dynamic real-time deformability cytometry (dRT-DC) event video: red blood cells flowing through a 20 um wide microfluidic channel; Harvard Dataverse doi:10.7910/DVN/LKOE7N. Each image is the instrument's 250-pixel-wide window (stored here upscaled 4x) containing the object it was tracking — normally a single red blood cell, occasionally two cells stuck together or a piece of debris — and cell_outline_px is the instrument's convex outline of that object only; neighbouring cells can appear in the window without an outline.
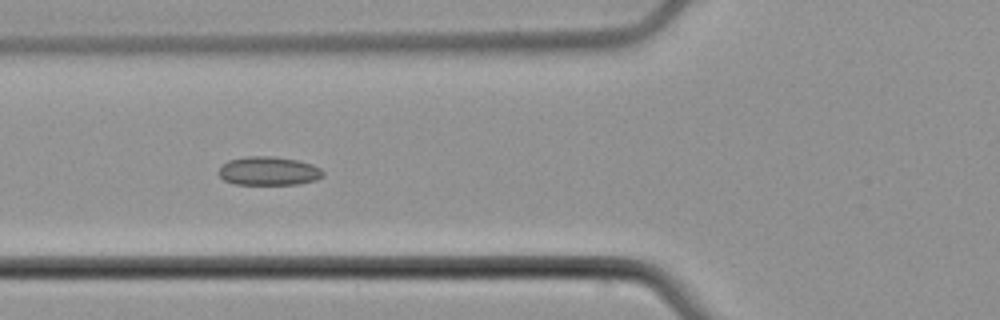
{"species": "common noctule bat (a hibernating species)", "species_latin": "Nyctalus noctula", "temperature_condition": "cold", "stored_images_in_passage": 7, "camera_frame_rate_fps": 3000, "um_per_image_px": 0.085, "animal": {"sex": "male", "body_mass_g": 21.5, "forearm_length_mm": 52.0}, "frame": {"image": 1, "passage_image": 6, "time_ms": 7.0, "image_size_px": [1000, 320], "cell_outline_px": [[324, 176], [316, 180], [300, 184], [236, 184], [224, 180], [220, 176], [220, 168], [228, 160], [248, 156], [272, 156], [296, 160], [312, 164], [320, 168], [324, 172]], "centroid_in_image_um": [22.87, 14.53], "position_along_channel_um": 102.9, "area_um2": 17.34}}
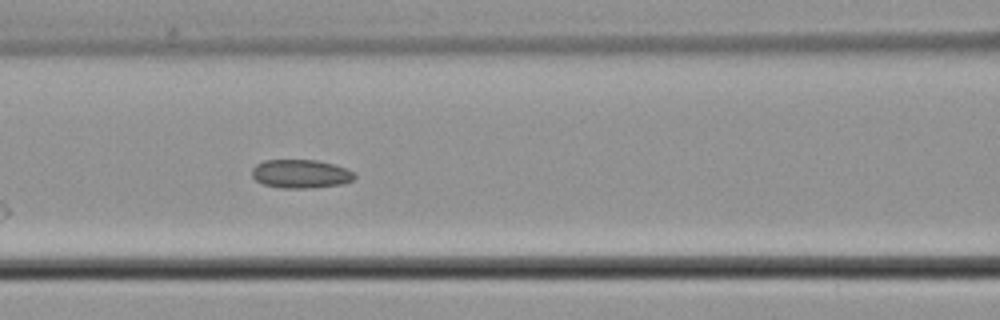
{"frame": {"image": 2, "passage_image": 7, "time_ms": 8.0, "image_size_px": [1000, 320], "cell_outline_px": [[356, 176], [352, 180], [340, 184], [312, 188], [280, 188], [264, 184], [256, 180], [252, 176], [252, 168], [256, 164], [264, 160], [316, 160], [336, 164], [348, 168], [356, 172]], "centroid_in_image_um": [25.59, 14.77], "position_along_channel_um": 141.0, "area_um2": 17.28}}